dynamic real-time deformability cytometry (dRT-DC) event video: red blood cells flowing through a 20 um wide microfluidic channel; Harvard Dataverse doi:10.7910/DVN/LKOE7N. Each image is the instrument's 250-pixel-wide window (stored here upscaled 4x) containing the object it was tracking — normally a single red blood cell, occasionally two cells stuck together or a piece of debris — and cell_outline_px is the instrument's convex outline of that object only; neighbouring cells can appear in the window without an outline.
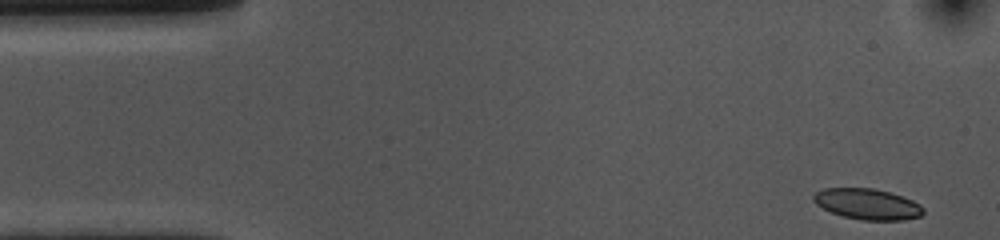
{"species": "common noctule bat (a hibernating species)", "species_latin": "Nyctalus noctula", "temperature_condition": "cold", "stored_images_in_passage": 49, "camera_frame_rate_fps": 3000, "um_per_image_px": 0.085, "animal": {"sex": "female", "body_mass_g": 10.0, "forearm_length_mm": 53.1}, "frame": {"image": 1, "passage_image": 1, "time_ms": 0.0, "image_size_px": [1000, 240], "cell_outline_px": [[924, 212], [920, 216], [904, 220], [860, 220], [844, 216], [832, 212], [816, 204], [812, 200], [812, 196], [816, 192], [824, 188], [872, 188], [888, 192], [912, 200], [920, 204], [924, 208]], "centroid_in_image_um": [73.73, 17.35], "position_along_channel_um": 11.3, "area_um2": 19.59}}
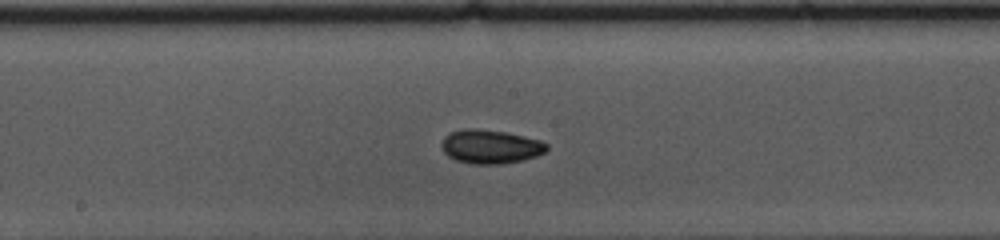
{"frame": {"image": 2, "passage_image": 25, "time_ms": 8.0, "image_size_px": [1000, 240], "cell_outline_px": [[548, 148], [544, 152], [536, 156], [524, 160], [500, 164], [472, 164], [456, 160], [448, 156], [444, 152], [440, 144], [444, 136], [448, 132], [464, 128], [472, 128], [504, 132], [524, 136], [540, 140], [548, 144]], "centroid_in_image_um": [41.66, 12.46], "position_along_channel_um": 206.5, "area_um2": 20.87}}
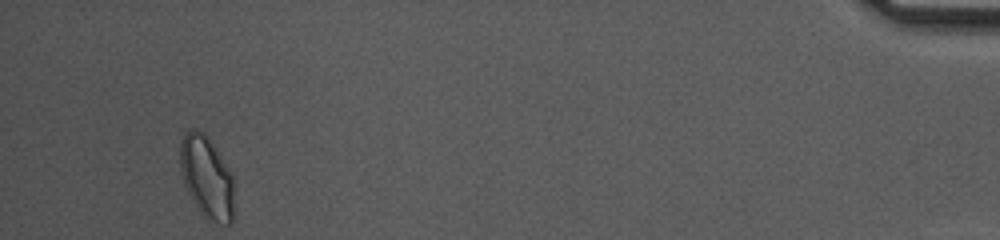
{"frame": {"image": 3, "passage_image": 49, "time_ms": 16.0, "image_size_px": [1000, 240], "cell_outline_px": [[232, 224], [224, 224], [212, 220], [204, 216], [196, 208], [184, 184], [180, 172], [180, 144], [184, 132], [192, 128], [196, 128], [208, 136], [232, 172]], "centroid_in_image_um": [17.54, 15.01], "position_along_channel_um": 417.7, "area_um2": 25.84}, "authors_computed_cell_mechanics": {"area_um2": 19.9988, "velocity_mm_per_s": 3.6414, "shape_relaxation_time_tau1_ms": 4.3052, "shape_relaxation_time_tau2_ms": 2.7916, "deformation_change_tau1": 0.0874, "deformation_change_tau2": 0.0619}}